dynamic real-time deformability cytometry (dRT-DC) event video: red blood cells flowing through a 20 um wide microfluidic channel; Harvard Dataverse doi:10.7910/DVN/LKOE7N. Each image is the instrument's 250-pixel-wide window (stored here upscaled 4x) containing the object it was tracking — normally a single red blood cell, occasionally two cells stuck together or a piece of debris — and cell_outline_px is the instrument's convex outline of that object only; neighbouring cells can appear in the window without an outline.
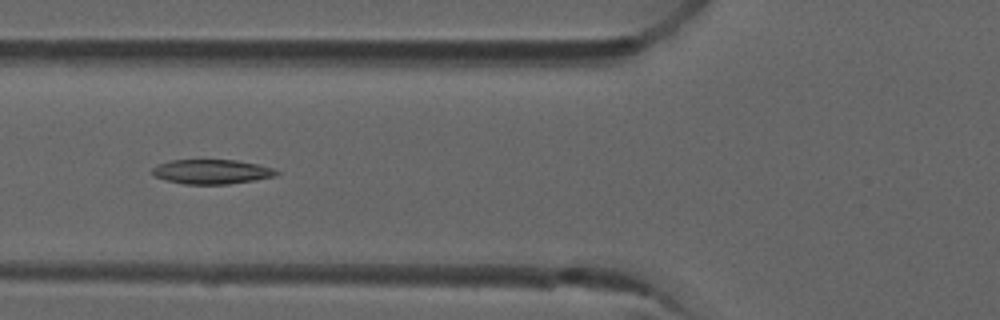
{"species": "common noctule bat (a hibernating species)", "species_latin": "Nyctalus noctula", "temperature_condition": "room temperature", "stored_images_in_passage": 6, "camera_frame_rate_fps": 3000, "um_per_image_px": 0.085, "animal": {"sex": "male", "forearm_length_mm": 52.5}, "frame": {"image": 1, "passage_image": 3, "time_ms": 0.667, "image_size_px": [1000, 320], "cell_outline_px": [[280, 172], [276, 176], [228, 184], [184, 184], [168, 180], [156, 176], [152, 172], [152, 168], [156, 164], [172, 160], [236, 160], [256, 164], [272, 168]], "centroid_in_image_um": [17.98, 14.59], "position_along_channel_um": 107.8, "area_um2": 17.51}}
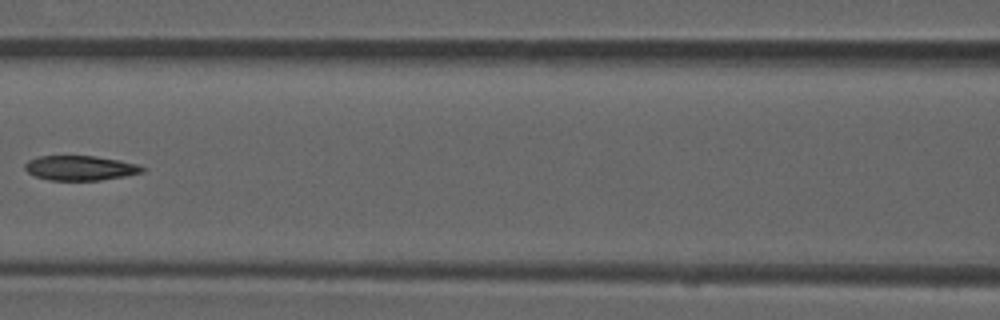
{"frame": {"image": 2, "passage_image": 4, "time_ms": 1.0, "image_size_px": [1000, 320], "cell_outline_px": [[148, 168], [144, 172], [124, 176], [100, 180], [48, 180], [36, 176], [28, 172], [24, 168], [24, 164], [28, 160], [40, 156], [96, 156], [120, 160], [136, 164]], "centroid_in_image_um": [6.84, 14.27], "position_along_channel_um": 159.8, "area_um2": 16.94}}
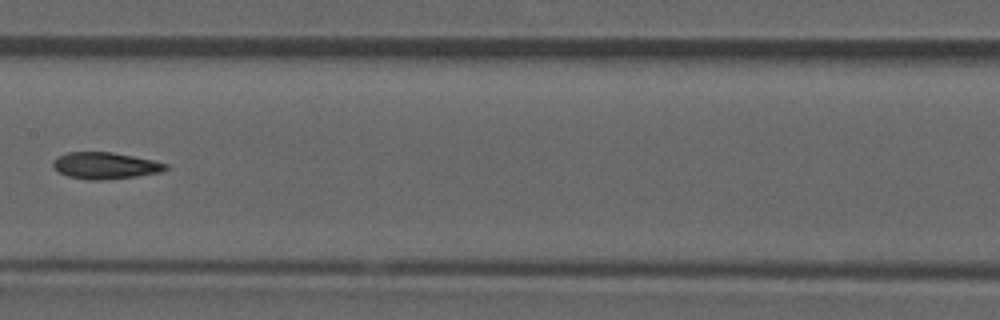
{"frame": {"image": 3, "passage_image": 5, "time_ms": 1.333, "image_size_px": [1000, 320], "cell_outline_px": [[168, 168], [160, 172], [136, 176], [104, 180], [88, 180], [68, 176], [52, 168], [52, 160], [68, 152], [112, 152], [152, 160], [168, 164]], "centroid_in_image_um": [8.92, 14.08], "position_along_channel_um": 198.5, "area_um2": 17.4}}